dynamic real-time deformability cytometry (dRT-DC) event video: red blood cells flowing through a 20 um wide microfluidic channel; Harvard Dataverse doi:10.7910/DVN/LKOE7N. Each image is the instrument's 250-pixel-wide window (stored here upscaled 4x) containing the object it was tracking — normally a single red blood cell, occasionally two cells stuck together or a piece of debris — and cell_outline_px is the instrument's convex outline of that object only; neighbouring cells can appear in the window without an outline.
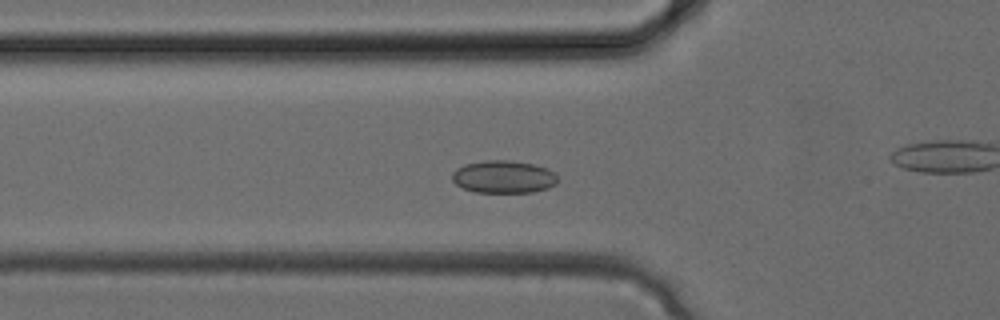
{"species": "common noctule bat (a hibernating species)", "species_latin": "Nyctalus noctula", "temperature_condition": "cold", "stored_images_in_passage": 26, "camera_frame_rate_fps": 3000, "um_per_image_px": 0.085, "animal": {"sex": "female", "body_mass_g": 24.6, "forearm_length_mm": 56.2}, "frame": {"image": 1, "passage_image": 3, "time_ms": 0.667, "image_size_px": [1000, 320], "cell_outline_px": [[556, 184], [548, 188], [532, 192], [476, 192], [464, 188], [456, 184], [452, 180], [452, 172], [456, 168], [464, 164], [484, 160], [508, 160], [532, 164], [548, 168], [556, 176]], "centroid_in_image_um": [42.77, 15.02], "position_along_channel_um": 83.0, "area_um2": 20.0}}
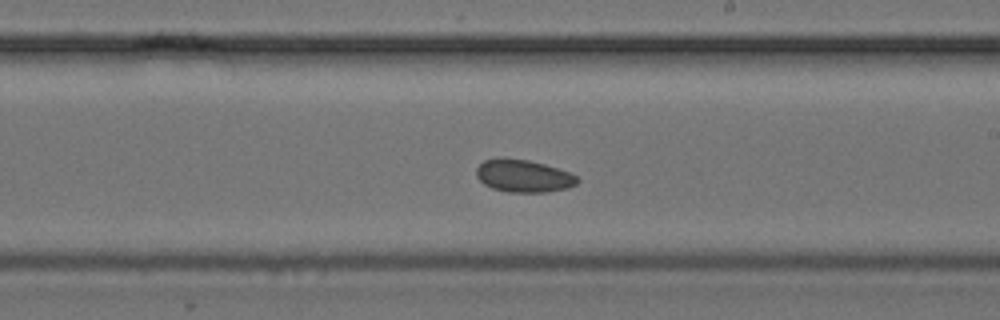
{"frame": {"image": 2, "passage_image": 11, "time_ms": 3.333, "image_size_px": [1000, 320], "cell_outline_px": [[580, 180], [576, 184], [568, 188], [548, 192], [508, 192], [492, 188], [484, 184], [476, 176], [476, 168], [484, 160], [528, 160], [544, 164], [568, 172], [576, 176]], "centroid_in_image_um": [44.52, 14.99], "position_along_channel_um": 244.5, "area_um2": 18.67}}
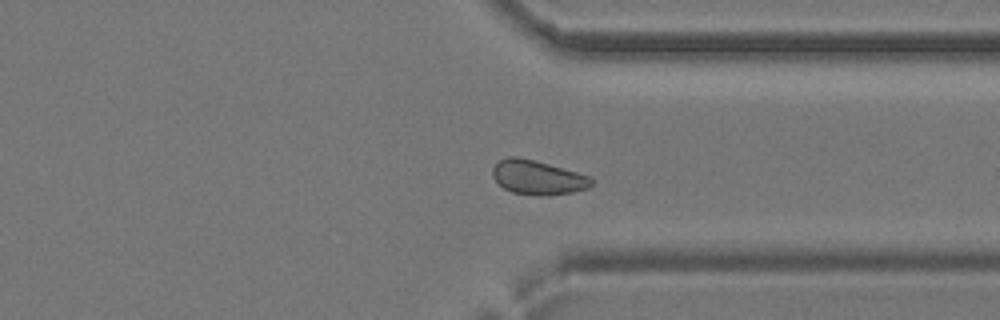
{"frame": {"image": 3, "passage_image": 17, "time_ms": 5.333, "image_size_px": [1000, 320], "cell_outline_px": [[592, 184], [588, 188], [572, 192], [540, 196], [512, 192], [504, 188], [492, 176], [492, 168], [500, 160], [508, 156], [516, 156], [548, 164], [592, 176]], "centroid_in_image_um": [45.71, 15.08], "position_along_channel_um": 365.7, "area_um2": 19.54}}